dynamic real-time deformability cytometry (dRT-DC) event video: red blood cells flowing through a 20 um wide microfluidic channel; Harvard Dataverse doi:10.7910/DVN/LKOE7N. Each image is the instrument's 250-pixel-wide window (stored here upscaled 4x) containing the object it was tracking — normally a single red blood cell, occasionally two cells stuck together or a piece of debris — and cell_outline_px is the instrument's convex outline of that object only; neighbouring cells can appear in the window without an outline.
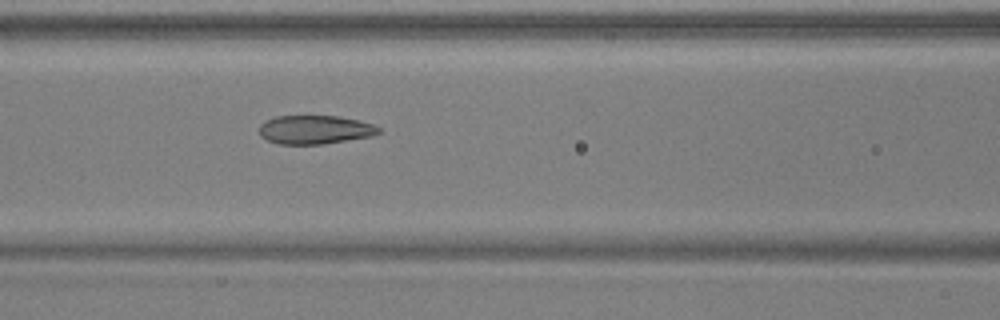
{"species": "common noctule bat (a hibernating species)", "species_latin": "Nyctalus noctula", "temperature_condition": "warm", "stored_images_in_passage": 26, "camera_frame_rate_fps": 3000, "um_per_image_px": 0.085, "animal": {"sex": "male", "body_mass_g": 17.9, "forearm_length_mm": 54.2}, "frame": {"image": 1, "passage_image": 22, "time_ms": 7.0, "image_size_px": [1000, 320], "cell_outline_px": [[380, 132], [372, 136], [324, 144], [280, 144], [268, 140], [260, 136], [260, 124], [276, 116], [336, 116], [360, 120], [372, 124], [380, 128]], "centroid_in_image_um": [26.78, 11.02], "position_along_channel_um": 139.8, "area_um2": 19.88}}
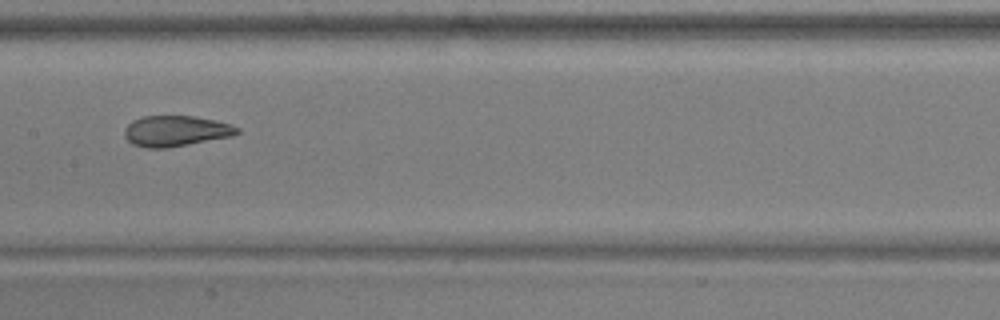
{"frame": {"image": 2, "passage_image": 26, "time_ms": 8.333, "image_size_px": [1000, 320], "cell_outline_px": [[240, 132], [232, 136], [168, 148], [148, 148], [132, 144], [124, 136], [124, 128], [132, 120], [144, 116], [192, 116], [216, 120], [240, 128]], "centroid_in_image_um": [14.92, 11.14], "position_along_channel_um": 192.5, "area_um2": 20.17}}